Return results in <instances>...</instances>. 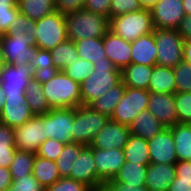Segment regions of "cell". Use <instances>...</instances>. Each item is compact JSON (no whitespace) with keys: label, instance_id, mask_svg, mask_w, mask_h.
<instances>
[{"label":"cell","instance_id":"obj_2","mask_svg":"<svg viewBox=\"0 0 191 191\" xmlns=\"http://www.w3.org/2000/svg\"><path fill=\"white\" fill-rule=\"evenodd\" d=\"M121 81L122 71L110 60L95 62L93 73L80 84L81 105L89 106Z\"/></svg>","mask_w":191,"mask_h":191},{"label":"cell","instance_id":"obj_47","mask_svg":"<svg viewBox=\"0 0 191 191\" xmlns=\"http://www.w3.org/2000/svg\"><path fill=\"white\" fill-rule=\"evenodd\" d=\"M0 149H16L14 128L0 122Z\"/></svg>","mask_w":191,"mask_h":191},{"label":"cell","instance_id":"obj_44","mask_svg":"<svg viewBox=\"0 0 191 191\" xmlns=\"http://www.w3.org/2000/svg\"><path fill=\"white\" fill-rule=\"evenodd\" d=\"M64 146L65 144L55 139L48 138L40 145L36 155L44 159L56 161Z\"/></svg>","mask_w":191,"mask_h":191},{"label":"cell","instance_id":"obj_25","mask_svg":"<svg viewBox=\"0 0 191 191\" xmlns=\"http://www.w3.org/2000/svg\"><path fill=\"white\" fill-rule=\"evenodd\" d=\"M173 67L155 65L148 86L149 92L176 93Z\"/></svg>","mask_w":191,"mask_h":191},{"label":"cell","instance_id":"obj_29","mask_svg":"<svg viewBox=\"0 0 191 191\" xmlns=\"http://www.w3.org/2000/svg\"><path fill=\"white\" fill-rule=\"evenodd\" d=\"M25 96L34 115H42L51 110L43 92L41 77H34L29 81Z\"/></svg>","mask_w":191,"mask_h":191},{"label":"cell","instance_id":"obj_21","mask_svg":"<svg viewBox=\"0 0 191 191\" xmlns=\"http://www.w3.org/2000/svg\"><path fill=\"white\" fill-rule=\"evenodd\" d=\"M131 63L147 66L157 65V51L154 32L143 35L131 42Z\"/></svg>","mask_w":191,"mask_h":191},{"label":"cell","instance_id":"obj_1","mask_svg":"<svg viewBox=\"0 0 191 191\" xmlns=\"http://www.w3.org/2000/svg\"><path fill=\"white\" fill-rule=\"evenodd\" d=\"M41 83L51 109L76 108L81 105L80 84L64 71H55L51 75L41 77Z\"/></svg>","mask_w":191,"mask_h":191},{"label":"cell","instance_id":"obj_39","mask_svg":"<svg viewBox=\"0 0 191 191\" xmlns=\"http://www.w3.org/2000/svg\"><path fill=\"white\" fill-rule=\"evenodd\" d=\"M93 70H94L93 63L79 58L69 63V66L65 68L63 71L67 76L72 78L75 82L81 84L89 77V75L93 73Z\"/></svg>","mask_w":191,"mask_h":191},{"label":"cell","instance_id":"obj_42","mask_svg":"<svg viewBox=\"0 0 191 191\" xmlns=\"http://www.w3.org/2000/svg\"><path fill=\"white\" fill-rule=\"evenodd\" d=\"M143 8L139 0H111L109 19L121 14L141 11Z\"/></svg>","mask_w":191,"mask_h":191},{"label":"cell","instance_id":"obj_28","mask_svg":"<svg viewBox=\"0 0 191 191\" xmlns=\"http://www.w3.org/2000/svg\"><path fill=\"white\" fill-rule=\"evenodd\" d=\"M74 44L80 59L90 61L93 64L109 60L104 49L103 38H87L74 41Z\"/></svg>","mask_w":191,"mask_h":191},{"label":"cell","instance_id":"obj_56","mask_svg":"<svg viewBox=\"0 0 191 191\" xmlns=\"http://www.w3.org/2000/svg\"><path fill=\"white\" fill-rule=\"evenodd\" d=\"M183 61H185L191 65V41H184Z\"/></svg>","mask_w":191,"mask_h":191},{"label":"cell","instance_id":"obj_11","mask_svg":"<svg viewBox=\"0 0 191 191\" xmlns=\"http://www.w3.org/2000/svg\"><path fill=\"white\" fill-rule=\"evenodd\" d=\"M34 77L29 64L14 66L5 63L0 69V84L6 95H25L28 83Z\"/></svg>","mask_w":191,"mask_h":191},{"label":"cell","instance_id":"obj_50","mask_svg":"<svg viewBox=\"0 0 191 191\" xmlns=\"http://www.w3.org/2000/svg\"><path fill=\"white\" fill-rule=\"evenodd\" d=\"M18 8L0 9V30L5 33L19 14Z\"/></svg>","mask_w":191,"mask_h":191},{"label":"cell","instance_id":"obj_7","mask_svg":"<svg viewBox=\"0 0 191 191\" xmlns=\"http://www.w3.org/2000/svg\"><path fill=\"white\" fill-rule=\"evenodd\" d=\"M36 47L50 51L67 37L65 15L55 11L36 21Z\"/></svg>","mask_w":191,"mask_h":191},{"label":"cell","instance_id":"obj_57","mask_svg":"<svg viewBox=\"0 0 191 191\" xmlns=\"http://www.w3.org/2000/svg\"><path fill=\"white\" fill-rule=\"evenodd\" d=\"M18 0H0V9L18 8Z\"/></svg>","mask_w":191,"mask_h":191},{"label":"cell","instance_id":"obj_33","mask_svg":"<svg viewBox=\"0 0 191 191\" xmlns=\"http://www.w3.org/2000/svg\"><path fill=\"white\" fill-rule=\"evenodd\" d=\"M147 167L148 164H138L125 161L113 180L129 185H145Z\"/></svg>","mask_w":191,"mask_h":191},{"label":"cell","instance_id":"obj_41","mask_svg":"<svg viewBox=\"0 0 191 191\" xmlns=\"http://www.w3.org/2000/svg\"><path fill=\"white\" fill-rule=\"evenodd\" d=\"M175 106L178 122L191 124V92L175 93Z\"/></svg>","mask_w":191,"mask_h":191},{"label":"cell","instance_id":"obj_58","mask_svg":"<svg viewBox=\"0 0 191 191\" xmlns=\"http://www.w3.org/2000/svg\"><path fill=\"white\" fill-rule=\"evenodd\" d=\"M183 8L187 16H191V0H182Z\"/></svg>","mask_w":191,"mask_h":191},{"label":"cell","instance_id":"obj_46","mask_svg":"<svg viewBox=\"0 0 191 191\" xmlns=\"http://www.w3.org/2000/svg\"><path fill=\"white\" fill-rule=\"evenodd\" d=\"M55 9L62 15L79 12L84 8L85 0H54Z\"/></svg>","mask_w":191,"mask_h":191},{"label":"cell","instance_id":"obj_59","mask_svg":"<svg viewBox=\"0 0 191 191\" xmlns=\"http://www.w3.org/2000/svg\"><path fill=\"white\" fill-rule=\"evenodd\" d=\"M141 5L144 8H151L154 4H156L159 0H139Z\"/></svg>","mask_w":191,"mask_h":191},{"label":"cell","instance_id":"obj_16","mask_svg":"<svg viewBox=\"0 0 191 191\" xmlns=\"http://www.w3.org/2000/svg\"><path fill=\"white\" fill-rule=\"evenodd\" d=\"M150 163L152 164H175L177 156L175 143L170 128H165L152 139L148 140Z\"/></svg>","mask_w":191,"mask_h":191},{"label":"cell","instance_id":"obj_30","mask_svg":"<svg viewBox=\"0 0 191 191\" xmlns=\"http://www.w3.org/2000/svg\"><path fill=\"white\" fill-rule=\"evenodd\" d=\"M36 32V21L19 13L4 34L21 40H29L30 45L36 46Z\"/></svg>","mask_w":191,"mask_h":191},{"label":"cell","instance_id":"obj_23","mask_svg":"<svg viewBox=\"0 0 191 191\" xmlns=\"http://www.w3.org/2000/svg\"><path fill=\"white\" fill-rule=\"evenodd\" d=\"M165 128L166 127L148 110L141 111L129 126L131 134L145 140L152 139Z\"/></svg>","mask_w":191,"mask_h":191},{"label":"cell","instance_id":"obj_35","mask_svg":"<svg viewBox=\"0 0 191 191\" xmlns=\"http://www.w3.org/2000/svg\"><path fill=\"white\" fill-rule=\"evenodd\" d=\"M50 53L57 71H63L69 63L79 59L74 41L68 38L51 49Z\"/></svg>","mask_w":191,"mask_h":191},{"label":"cell","instance_id":"obj_18","mask_svg":"<svg viewBox=\"0 0 191 191\" xmlns=\"http://www.w3.org/2000/svg\"><path fill=\"white\" fill-rule=\"evenodd\" d=\"M147 110L166 128H170L178 122L175 94L149 92Z\"/></svg>","mask_w":191,"mask_h":191},{"label":"cell","instance_id":"obj_48","mask_svg":"<svg viewBox=\"0 0 191 191\" xmlns=\"http://www.w3.org/2000/svg\"><path fill=\"white\" fill-rule=\"evenodd\" d=\"M111 0H85L84 9L109 18Z\"/></svg>","mask_w":191,"mask_h":191},{"label":"cell","instance_id":"obj_52","mask_svg":"<svg viewBox=\"0 0 191 191\" xmlns=\"http://www.w3.org/2000/svg\"><path fill=\"white\" fill-rule=\"evenodd\" d=\"M184 41H191V16H185L177 28Z\"/></svg>","mask_w":191,"mask_h":191},{"label":"cell","instance_id":"obj_14","mask_svg":"<svg viewBox=\"0 0 191 191\" xmlns=\"http://www.w3.org/2000/svg\"><path fill=\"white\" fill-rule=\"evenodd\" d=\"M93 157L99 180L105 184L112 180L126 161L123 149H93Z\"/></svg>","mask_w":191,"mask_h":191},{"label":"cell","instance_id":"obj_63","mask_svg":"<svg viewBox=\"0 0 191 191\" xmlns=\"http://www.w3.org/2000/svg\"><path fill=\"white\" fill-rule=\"evenodd\" d=\"M3 36H4V33L0 30V44H1V41L3 40Z\"/></svg>","mask_w":191,"mask_h":191},{"label":"cell","instance_id":"obj_3","mask_svg":"<svg viewBox=\"0 0 191 191\" xmlns=\"http://www.w3.org/2000/svg\"><path fill=\"white\" fill-rule=\"evenodd\" d=\"M67 37L72 41L103 38L110 30V19L86 9L65 15Z\"/></svg>","mask_w":191,"mask_h":191},{"label":"cell","instance_id":"obj_9","mask_svg":"<svg viewBox=\"0 0 191 191\" xmlns=\"http://www.w3.org/2000/svg\"><path fill=\"white\" fill-rule=\"evenodd\" d=\"M148 102V90L126 87L125 93L114 108L110 119L130 126L141 111L147 110Z\"/></svg>","mask_w":191,"mask_h":191},{"label":"cell","instance_id":"obj_49","mask_svg":"<svg viewBox=\"0 0 191 191\" xmlns=\"http://www.w3.org/2000/svg\"><path fill=\"white\" fill-rule=\"evenodd\" d=\"M104 186L109 191H149L145 185H129L115 180L107 181Z\"/></svg>","mask_w":191,"mask_h":191},{"label":"cell","instance_id":"obj_34","mask_svg":"<svg viewBox=\"0 0 191 191\" xmlns=\"http://www.w3.org/2000/svg\"><path fill=\"white\" fill-rule=\"evenodd\" d=\"M123 151L126 161L138 164L150 163L148 140L131 134Z\"/></svg>","mask_w":191,"mask_h":191},{"label":"cell","instance_id":"obj_61","mask_svg":"<svg viewBox=\"0 0 191 191\" xmlns=\"http://www.w3.org/2000/svg\"><path fill=\"white\" fill-rule=\"evenodd\" d=\"M5 64V61H4V52H3V49H2V46L0 44V69L1 67Z\"/></svg>","mask_w":191,"mask_h":191},{"label":"cell","instance_id":"obj_27","mask_svg":"<svg viewBox=\"0 0 191 191\" xmlns=\"http://www.w3.org/2000/svg\"><path fill=\"white\" fill-rule=\"evenodd\" d=\"M126 90V86L123 81L114 87L107 90L106 93L96 100H94L89 106L99 112L111 118L113 115L114 108L117 106L119 101L122 99Z\"/></svg>","mask_w":191,"mask_h":191},{"label":"cell","instance_id":"obj_38","mask_svg":"<svg viewBox=\"0 0 191 191\" xmlns=\"http://www.w3.org/2000/svg\"><path fill=\"white\" fill-rule=\"evenodd\" d=\"M29 65L33 69L35 77H43L53 74L56 70L50 51L37 48Z\"/></svg>","mask_w":191,"mask_h":191},{"label":"cell","instance_id":"obj_22","mask_svg":"<svg viewBox=\"0 0 191 191\" xmlns=\"http://www.w3.org/2000/svg\"><path fill=\"white\" fill-rule=\"evenodd\" d=\"M175 177V164L149 163L145 186L149 191H166Z\"/></svg>","mask_w":191,"mask_h":191},{"label":"cell","instance_id":"obj_4","mask_svg":"<svg viewBox=\"0 0 191 191\" xmlns=\"http://www.w3.org/2000/svg\"><path fill=\"white\" fill-rule=\"evenodd\" d=\"M154 29L150 8L121 14L110 19V30L129 42L154 32Z\"/></svg>","mask_w":191,"mask_h":191},{"label":"cell","instance_id":"obj_6","mask_svg":"<svg viewBox=\"0 0 191 191\" xmlns=\"http://www.w3.org/2000/svg\"><path fill=\"white\" fill-rule=\"evenodd\" d=\"M157 65L175 67L183 61L184 39L175 29H154Z\"/></svg>","mask_w":191,"mask_h":191},{"label":"cell","instance_id":"obj_53","mask_svg":"<svg viewBox=\"0 0 191 191\" xmlns=\"http://www.w3.org/2000/svg\"><path fill=\"white\" fill-rule=\"evenodd\" d=\"M167 191H191V180L175 177Z\"/></svg>","mask_w":191,"mask_h":191},{"label":"cell","instance_id":"obj_36","mask_svg":"<svg viewBox=\"0 0 191 191\" xmlns=\"http://www.w3.org/2000/svg\"><path fill=\"white\" fill-rule=\"evenodd\" d=\"M86 145L82 143L70 142L65 144L62 152L55 161L61 178L69 177L71 168L74 167L75 161L78 159L81 150Z\"/></svg>","mask_w":191,"mask_h":191},{"label":"cell","instance_id":"obj_17","mask_svg":"<svg viewBox=\"0 0 191 191\" xmlns=\"http://www.w3.org/2000/svg\"><path fill=\"white\" fill-rule=\"evenodd\" d=\"M68 178L85 183L91 188L104 186L97 175L96 165L93 157V148L86 145L80 152L78 159L75 161L74 167Z\"/></svg>","mask_w":191,"mask_h":191},{"label":"cell","instance_id":"obj_19","mask_svg":"<svg viewBox=\"0 0 191 191\" xmlns=\"http://www.w3.org/2000/svg\"><path fill=\"white\" fill-rule=\"evenodd\" d=\"M1 46L5 63L14 66L29 64L37 51V47L30 45L29 40H21L4 34Z\"/></svg>","mask_w":191,"mask_h":191},{"label":"cell","instance_id":"obj_8","mask_svg":"<svg viewBox=\"0 0 191 191\" xmlns=\"http://www.w3.org/2000/svg\"><path fill=\"white\" fill-rule=\"evenodd\" d=\"M46 139L52 138L63 144L73 142L74 108H57L41 115Z\"/></svg>","mask_w":191,"mask_h":191},{"label":"cell","instance_id":"obj_24","mask_svg":"<svg viewBox=\"0 0 191 191\" xmlns=\"http://www.w3.org/2000/svg\"><path fill=\"white\" fill-rule=\"evenodd\" d=\"M154 66L131 63L122 70V81L126 87L148 90Z\"/></svg>","mask_w":191,"mask_h":191},{"label":"cell","instance_id":"obj_37","mask_svg":"<svg viewBox=\"0 0 191 191\" xmlns=\"http://www.w3.org/2000/svg\"><path fill=\"white\" fill-rule=\"evenodd\" d=\"M35 153L16 150L11 165L8 167L12 179H18L25 175H29L33 171Z\"/></svg>","mask_w":191,"mask_h":191},{"label":"cell","instance_id":"obj_54","mask_svg":"<svg viewBox=\"0 0 191 191\" xmlns=\"http://www.w3.org/2000/svg\"><path fill=\"white\" fill-rule=\"evenodd\" d=\"M12 176L9 168L0 167V191H5L12 184Z\"/></svg>","mask_w":191,"mask_h":191},{"label":"cell","instance_id":"obj_31","mask_svg":"<svg viewBox=\"0 0 191 191\" xmlns=\"http://www.w3.org/2000/svg\"><path fill=\"white\" fill-rule=\"evenodd\" d=\"M32 174L45 189L61 178L55 161L41 158L38 155L35 156Z\"/></svg>","mask_w":191,"mask_h":191},{"label":"cell","instance_id":"obj_10","mask_svg":"<svg viewBox=\"0 0 191 191\" xmlns=\"http://www.w3.org/2000/svg\"><path fill=\"white\" fill-rule=\"evenodd\" d=\"M43 132L44 122L41 115H34L23 125L14 128L16 149L37 154L40 145L46 140Z\"/></svg>","mask_w":191,"mask_h":191},{"label":"cell","instance_id":"obj_43","mask_svg":"<svg viewBox=\"0 0 191 191\" xmlns=\"http://www.w3.org/2000/svg\"><path fill=\"white\" fill-rule=\"evenodd\" d=\"M46 189L35 179L31 173L18 179H13L12 184L5 191H45Z\"/></svg>","mask_w":191,"mask_h":191},{"label":"cell","instance_id":"obj_60","mask_svg":"<svg viewBox=\"0 0 191 191\" xmlns=\"http://www.w3.org/2000/svg\"><path fill=\"white\" fill-rule=\"evenodd\" d=\"M5 97H6V93L4 92L1 84H0V113L3 109V105H4V102H5Z\"/></svg>","mask_w":191,"mask_h":191},{"label":"cell","instance_id":"obj_5","mask_svg":"<svg viewBox=\"0 0 191 191\" xmlns=\"http://www.w3.org/2000/svg\"><path fill=\"white\" fill-rule=\"evenodd\" d=\"M109 120L108 116L96 112L88 105H79L74 108L73 142L90 145L96 134Z\"/></svg>","mask_w":191,"mask_h":191},{"label":"cell","instance_id":"obj_55","mask_svg":"<svg viewBox=\"0 0 191 191\" xmlns=\"http://www.w3.org/2000/svg\"><path fill=\"white\" fill-rule=\"evenodd\" d=\"M17 149H0V167L8 168L11 165Z\"/></svg>","mask_w":191,"mask_h":191},{"label":"cell","instance_id":"obj_26","mask_svg":"<svg viewBox=\"0 0 191 191\" xmlns=\"http://www.w3.org/2000/svg\"><path fill=\"white\" fill-rule=\"evenodd\" d=\"M178 161H191V124L177 122L170 127Z\"/></svg>","mask_w":191,"mask_h":191},{"label":"cell","instance_id":"obj_51","mask_svg":"<svg viewBox=\"0 0 191 191\" xmlns=\"http://www.w3.org/2000/svg\"><path fill=\"white\" fill-rule=\"evenodd\" d=\"M175 174L176 178L191 180V161H177Z\"/></svg>","mask_w":191,"mask_h":191},{"label":"cell","instance_id":"obj_32","mask_svg":"<svg viewBox=\"0 0 191 191\" xmlns=\"http://www.w3.org/2000/svg\"><path fill=\"white\" fill-rule=\"evenodd\" d=\"M17 6L20 14L26 15L34 21L56 11L54 0H18Z\"/></svg>","mask_w":191,"mask_h":191},{"label":"cell","instance_id":"obj_12","mask_svg":"<svg viewBox=\"0 0 191 191\" xmlns=\"http://www.w3.org/2000/svg\"><path fill=\"white\" fill-rule=\"evenodd\" d=\"M150 11L154 28L177 30L180 21L186 16L182 0H159Z\"/></svg>","mask_w":191,"mask_h":191},{"label":"cell","instance_id":"obj_20","mask_svg":"<svg viewBox=\"0 0 191 191\" xmlns=\"http://www.w3.org/2000/svg\"><path fill=\"white\" fill-rule=\"evenodd\" d=\"M107 58L121 71L131 64V42L109 30L103 37Z\"/></svg>","mask_w":191,"mask_h":191},{"label":"cell","instance_id":"obj_45","mask_svg":"<svg viewBox=\"0 0 191 191\" xmlns=\"http://www.w3.org/2000/svg\"><path fill=\"white\" fill-rule=\"evenodd\" d=\"M91 187L85 183L65 177L60 178L53 185L48 186L45 191H91Z\"/></svg>","mask_w":191,"mask_h":191},{"label":"cell","instance_id":"obj_40","mask_svg":"<svg viewBox=\"0 0 191 191\" xmlns=\"http://www.w3.org/2000/svg\"><path fill=\"white\" fill-rule=\"evenodd\" d=\"M176 93L191 92V65L185 61L173 67Z\"/></svg>","mask_w":191,"mask_h":191},{"label":"cell","instance_id":"obj_13","mask_svg":"<svg viewBox=\"0 0 191 191\" xmlns=\"http://www.w3.org/2000/svg\"><path fill=\"white\" fill-rule=\"evenodd\" d=\"M131 131L129 126L109 120L107 124L96 134L90 146L93 149L108 150L110 148L124 149Z\"/></svg>","mask_w":191,"mask_h":191},{"label":"cell","instance_id":"obj_62","mask_svg":"<svg viewBox=\"0 0 191 191\" xmlns=\"http://www.w3.org/2000/svg\"><path fill=\"white\" fill-rule=\"evenodd\" d=\"M91 191H109L105 186L92 188Z\"/></svg>","mask_w":191,"mask_h":191},{"label":"cell","instance_id":"obj_15","mask_svg":"<svg viewBox=\"0 0 191 191\" xmlns=\"http://www.w3.org/2000/svg\"><path fill=\"white\" fill-rule=\"evenodd\" d=\"M34 116L26 102L25 95H6L3 109L0 113V122L15 128L23 125Z\"/></svg>","mask_w":191,"mask_h":191}]
</instances>
